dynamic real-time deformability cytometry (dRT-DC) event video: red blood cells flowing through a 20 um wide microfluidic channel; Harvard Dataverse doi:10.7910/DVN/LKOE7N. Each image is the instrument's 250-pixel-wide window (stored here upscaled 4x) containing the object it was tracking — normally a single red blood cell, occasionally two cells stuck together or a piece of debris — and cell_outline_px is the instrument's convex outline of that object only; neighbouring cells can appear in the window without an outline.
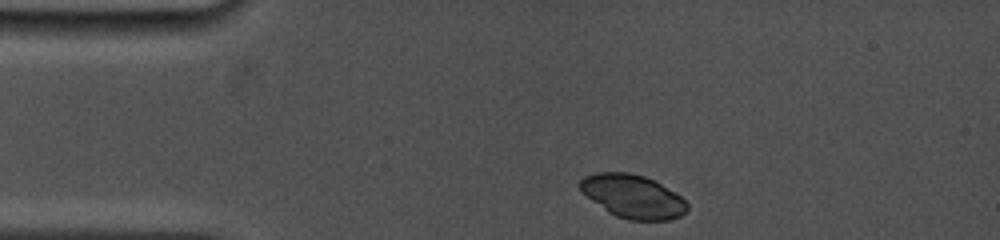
{"species": "common noctule bat (a hibernating species)", "species_latin": "Nyctalus noctula", "temperature_condition": "cold", "stored_images_in_passage": 63, "camera_frame_rate_fps": 5000, "um_per_image_px": 0.085, "animal": {"sex": "female", "body_mass_g": 19.0, "forearm_length_mm": 53.3}, "frame": {"image": 1, "passage_image": 1, "time_ms": 0.0, "image_size_px": [1000, 240], "cell_outline_px": [[688, 208], [680, 216], [668, 220], [628, 220], [616, 216], [608, 212], [580, 192], [580, 180], [584, 176], [596, 172], [628, 172], [644, 176], [660, 184], [680, 196], [688, 204]], "centroid_in_image_um": [53.75, 16.69], "position_along_channel_um": 31.3, "area_um2": 26.93}}